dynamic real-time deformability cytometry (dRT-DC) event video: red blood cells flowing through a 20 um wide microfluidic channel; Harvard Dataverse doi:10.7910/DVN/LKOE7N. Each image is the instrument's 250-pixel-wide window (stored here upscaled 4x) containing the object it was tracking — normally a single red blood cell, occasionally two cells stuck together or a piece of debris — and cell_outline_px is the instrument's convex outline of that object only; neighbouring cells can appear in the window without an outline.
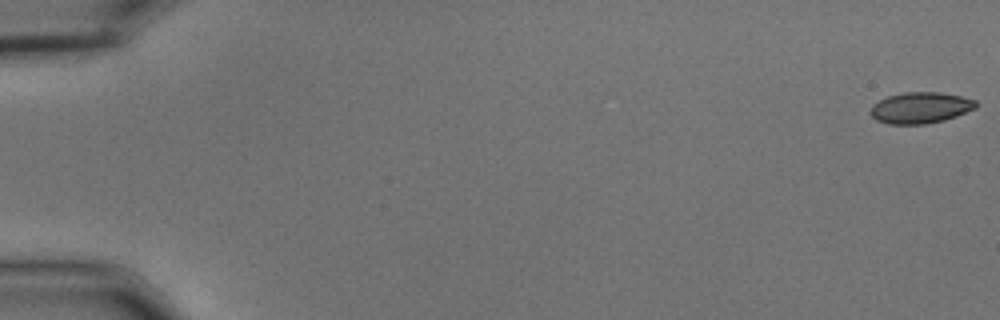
{"species": "common noctule bat (a hibernating species)", "species_latin": "Nyctalus noctula", "temperature_condition": "cold", "stored_images_in_passage": 56, "camera_frame_rate_fps": 3000, "um_per_image_px": 0.085, "animal": {"sex": "male", "body_mass_g": 15.6}, "frame": {"image": 1, "passage_image": 1, "time_ms": 0.0, "image_size_px": [1000, 320], "cell_outline_px": [[976, 108], [956, 116], [944, 120], [924, 124], [888, 124], [876, 120], [868, 112], [872, 104], [888, 96], [904, 92], [940, 92], [960, 96], [976, 100]], "centroid_in_image_um": [78.2, 9.16], "position_along_channel_um": 6.8, "area_um2": 19.19}}
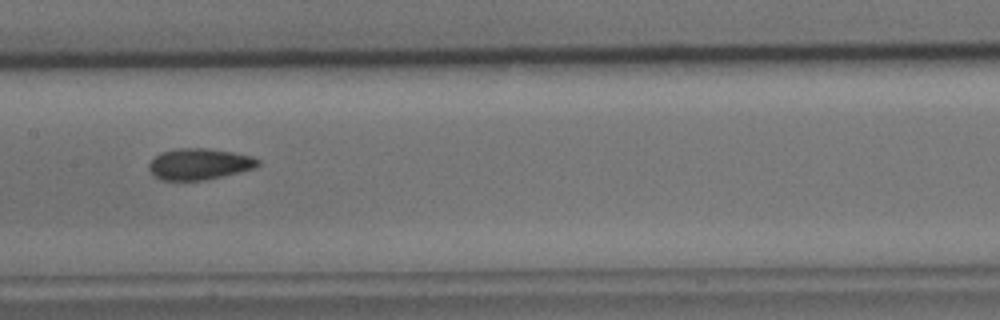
{"frame": {"image": 2, "passage_image": 29, "time_ms": 9.333, "image_size_px": [1000, 320], "cell_outline_px": [[260, 164], [256, 168], [240, 172], [204, 180], [160, 180], [152, 176], [148, 168], [148, 164], [160, 152], [176, 148], [208, 148], [232, 152], [252, 156], [260, 160]], "centroid_in_image_um": [16.93, 13.94], "position_along_channel_um": 190.5, "area_um2": 20.06}}
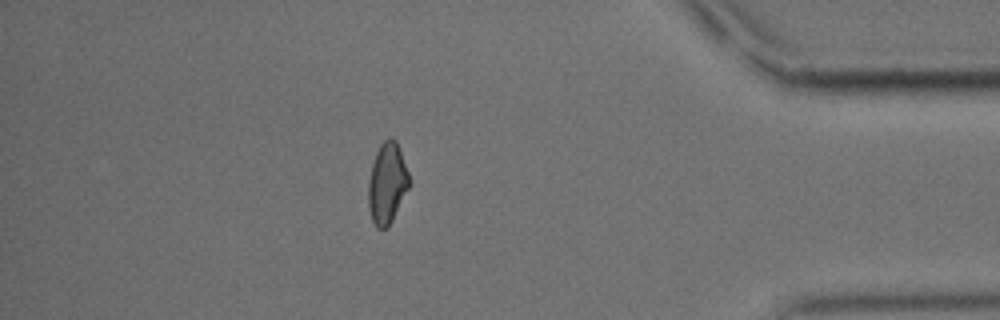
{"frame": {"image": 3, "passage_image": 49, "time_ms": 16.0, "image_size_px": [1000, 320], "cell_outline_px": [[408, 188], [388, 228], [376, 228], [372, 220], [368, 208], [368, 184], [372, 164], [376, 152], [380, 144], [384, 140], [396, 140], [400, 148], [408, 172]], "centroid_in_image_um": [32.88, 15.6], "position_along_channel_um": 402.3, "area_um2": 18.96}, "authors_computed_cell_mechanics": {"area_um2": 19.5653, "velocity_mm_per_s": 3.6886, "shape_relaxation_time_tau1_ms": 5.6646, "shape_relaxation_time_tau2_ms": 2.4113, "deformation_change_tau1": 0.1189, "deformation_change_tau2": 0.0711}}